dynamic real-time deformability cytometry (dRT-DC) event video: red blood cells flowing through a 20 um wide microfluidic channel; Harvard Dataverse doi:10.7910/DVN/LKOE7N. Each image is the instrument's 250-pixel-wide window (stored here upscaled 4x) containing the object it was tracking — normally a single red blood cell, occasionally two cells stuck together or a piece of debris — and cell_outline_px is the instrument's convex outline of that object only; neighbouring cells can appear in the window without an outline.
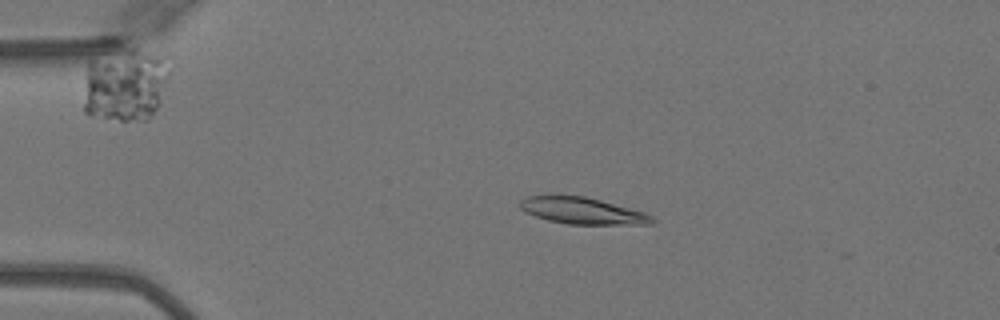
{"species": "Egyptian fruit bat (a non-hibernating species)", "species_latin": "Rousettus aegyptiacus", "temperature_condition": "warm", "stored_images_in_passage": 40, "camera_frame_rate_fps": 3000, "um_per_image_px": 0.085, "animal": {"sex": "female"}, "frame": {"image": 1, "passage_image": 1, "time_ms": 0.0, "image_size_px": [1000, 320], "cell_outline_px": [[656, 220], [652, 224], [568, 224], [548, 220], [524, 212], [520, 208], [520, 200], [524, 196], [544, 192], [556, 192], [584, 196], [600, 200], [644, 212], [652, 216]], "centroid_in_image_um": [49.36, 17.85], "position_along_channel_um": 35.6, "area_um2": 21.27}}
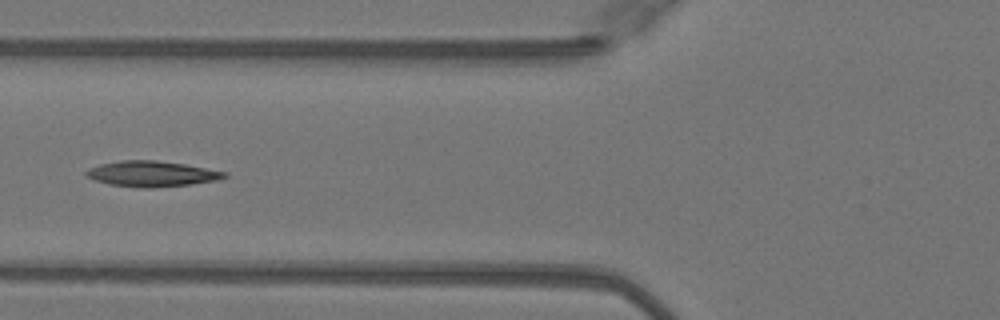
{"frame": {"image": 2, "passage_image": 10, "time_ms": 3.0, "image_size_px": [1000, 320], "cell_outline_px": [[228, 176], [220, 180], [192, 184], [152, 188], [140, 188], [108, 184], [96, 180], [88, 176], [84, 172], [88, 168], [100, 164], [120, 160], [156, 160], [184, 164], [228, 172]], "centroid_in_image_um": [12.93, 14.78], "position_along_channel_um": 112.9, "area_um2": 20.75}}
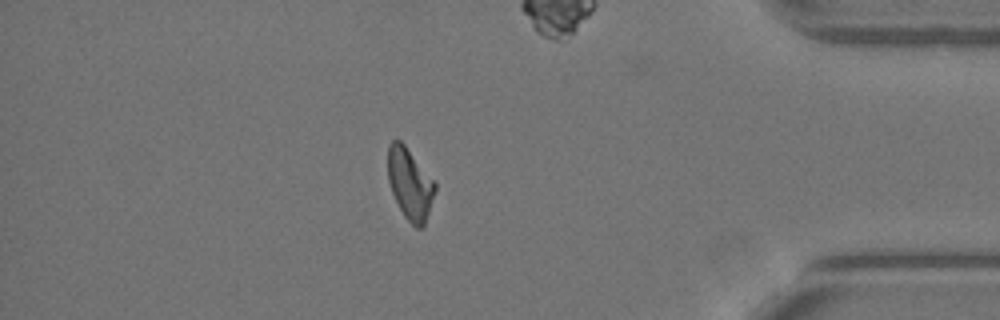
{"frame": {"image": 3, "passage_image": 34, "time_ms": 11.0, "image_size_px": [1000, 320], "cell_outline_px": [[436, 188], [424, 228], [416, 228], [404, 216], [392, 192], [388, 180], [388, 144], [392, 140], [400, 140], [404, 144], [436, 184]], "centroid_in_image_um": [34.84, 15.64], "position_along_channel_um": 400.4, "area_um2": 19.31}, "authors_computed_cell_mechanics": {"area_um2": 19.9699, "velocity_mm_per_s": 4.0316, "shape_relaxation_time_tau1_ms": 6.4398, "shape_relaxation_time_tau2_ms": 2.6248, "deformation_change_tau1": 0.2178, "deformation_change_tau2": 0.0983}}